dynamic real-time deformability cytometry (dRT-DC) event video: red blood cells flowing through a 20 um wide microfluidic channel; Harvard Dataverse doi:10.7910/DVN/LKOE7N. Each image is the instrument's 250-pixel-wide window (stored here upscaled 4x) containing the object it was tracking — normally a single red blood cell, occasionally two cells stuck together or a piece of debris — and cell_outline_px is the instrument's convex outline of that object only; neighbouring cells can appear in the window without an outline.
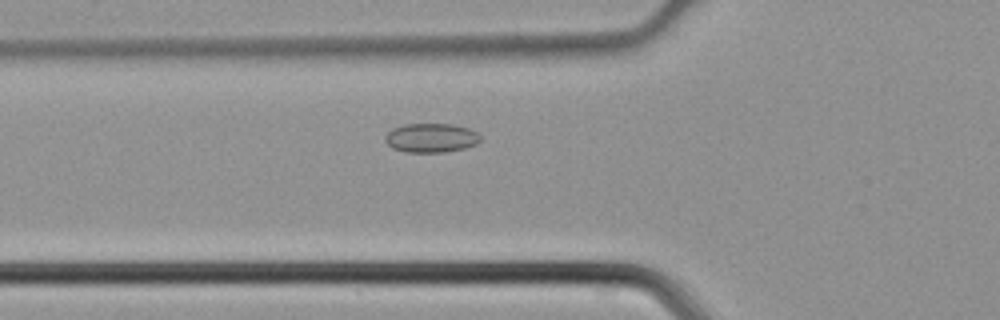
{"species": "common noctule bat (a hibernating species)", "species_latin": "Nyctalus noctula", "temperature_condition": "cold", "stored_images_in_passage": 41, "camera_frame_rate_fps": 3000, "um_per_image_px": 0.085, "animal": {"sex": "male", "body_mass_g": 21.5, "forearm_length_mm": 52.0}, "frame": {"image": 1, "passage_image": 12, "time_ms": 3.667, "image_size_px": [1000, 320], "cell_outline_px": [[480, 140], [476, 144], [464, 148], [444, 152], [404, 152], [392, 148], [384, 140], [384, 136], [392, 128], [404, 124], [452, 124], [468, 128], [476, 132], [480, 136]], "centroid_in_image_um": [36.61, 11.72], "position_along_channel_um": 89.2, "area_um2": 16.18}}
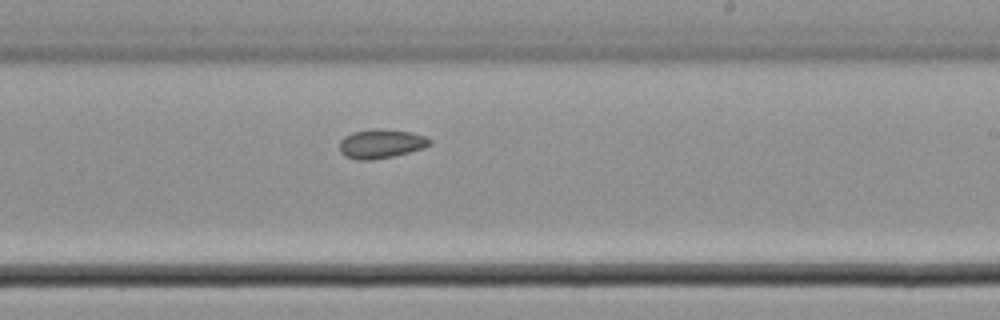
{"frame": {"image": 2, "passage_image": 23, "time_ms": 7.333, "image_size_px": [1000, 320], "cell_outline_px": [[432, 144], [424, 148], [392, 156], [372, 160], [356, 160], [344, 156], [340, 152], [340, 140], [344, 136], [352, 132], [376, 128], [380, 128], [412, 132], [424, 136], [432, 140]], "centroid_in_image_um": [32.38, 12.21], "position_along_channel_um": 256.6, "area_um2": 15.43}}
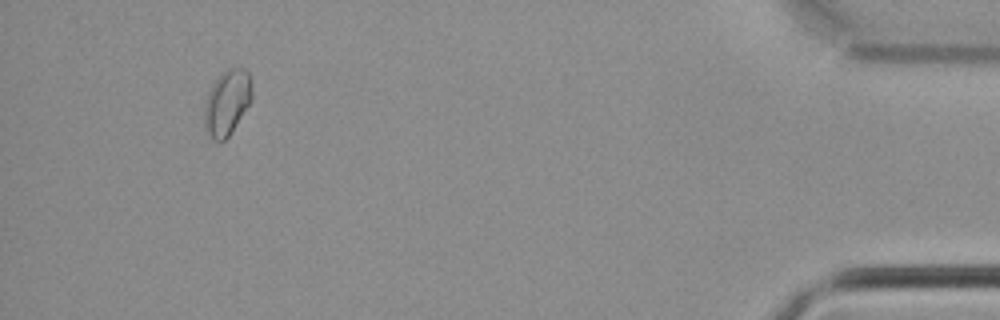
{"frame": {"image": 3, "passage_image": 38, "time_ms": 12.333, "image_size_px": [1000, 320], "cell_outline_px": [[252, 100], [228, 136], [224, 140], [216, 140], [208, 132], [204, 124], [204, 104], [208, 92], [212, 84], [228, 68], [244, 68], [248, 72], [252, 80]], "centroid_in_image_um": [19.32, 8.67], "position_along_channel_um": 415.9, "area_um2": 17.86}}